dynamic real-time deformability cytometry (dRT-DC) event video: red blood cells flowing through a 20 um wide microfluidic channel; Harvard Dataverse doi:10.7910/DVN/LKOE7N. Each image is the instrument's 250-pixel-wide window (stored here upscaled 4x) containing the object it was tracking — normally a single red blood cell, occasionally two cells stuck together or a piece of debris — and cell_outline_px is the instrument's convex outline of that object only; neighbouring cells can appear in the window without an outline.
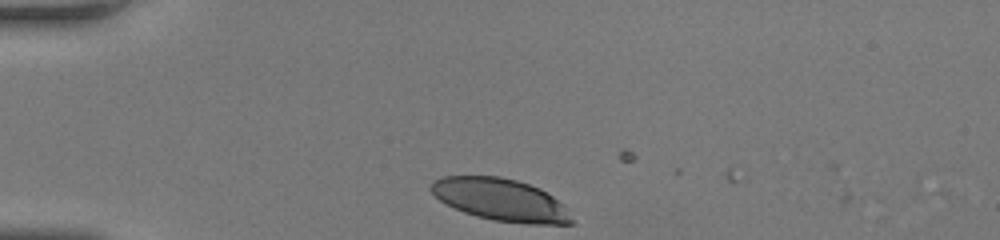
{"species": "human", "species_latin": "Homo sapiens", "temperature_condition": "room temperature", "stored_images_in_passage": 30, "camera_frame_rate_fps": 3000, "um_per_image_px": 0.085, "donor": {"sex": "female"}, "frame": {"image": 1, "passage_image": 1, "time_ms": 0.0, "image_size_px": [1000, 240], "cell_outline_px": [[576, 224], [528, 224], [492, 220], [476, 216], [464, 212], [440, 200], [428, 188], [432, 180], [444, 176], [500, 176], [516, 180], [540, 188], [552, 196], [560, 204]], "centroid_in_image_um": [42.51, 16.97], "position_along_channel_um": 42.5, "area_um2": 34.33}}
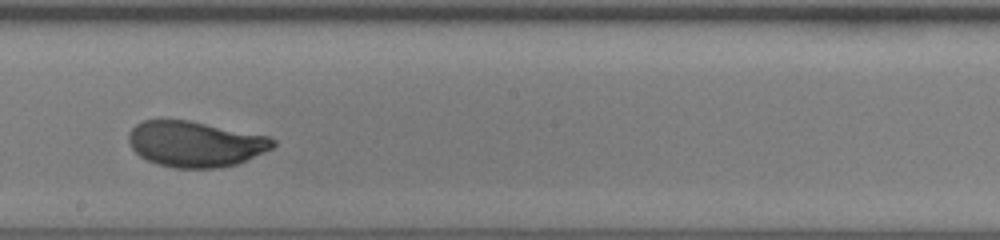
{"frame": {"image": 2, "passage_image": 18, "time_ms": 5.667, "image_size_px": [1000, 240], "cell_outline_px": [[276, 144], [272, 148], [236, 164], [220, 168], [176, 168], [160, 164], [148, 160], [140, 156], [132, 148], [128, 140], [128, 132], [136, 124], [144, 120], [188, 120], [268, 136], [276, 140]], "centroid_in_image_um": [16.58, 12.23], "position_along_channel_um": 231.6, "area_um2": 38.15}}
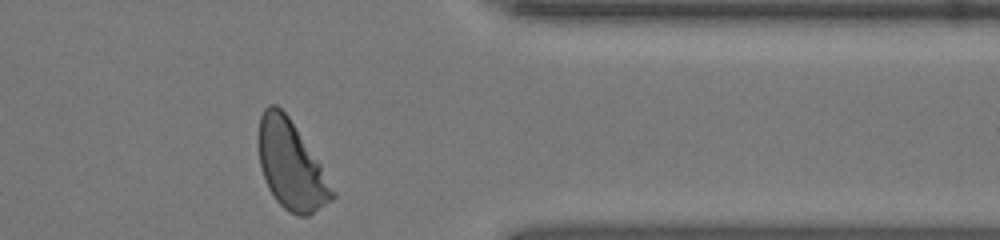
{"frame": {"image": 3, "passage_image": 30, "time_ms": 9.667, "image_size_px": [1000, 240], "cell_outline_px": [[336, 196], [332, 200], [308, 216], [300, 216], [288, 212], [276, 200], [268, 188], [260, 164], [256, 144], [256, 136], [260, 116], [264, 108], [268, 104], [276, 104], [288, 116], [320, 164], [336, 192]], "centroid_in_image_um": [24.7, 14.03], "position_along_channel_um": 386.7, "area_um2": 38.09}, "authors_computed_cell_mechanics": {"area_um2": 38.6104, "velocity_mm_per_s": 4.0984, "shape_relaxation_time_tau1_ms": 3.7141, "shape_relaxation_time_tau2_ms": null, "deformation_change_tau1": 0.1695, "deformation_change_tau2": null}}